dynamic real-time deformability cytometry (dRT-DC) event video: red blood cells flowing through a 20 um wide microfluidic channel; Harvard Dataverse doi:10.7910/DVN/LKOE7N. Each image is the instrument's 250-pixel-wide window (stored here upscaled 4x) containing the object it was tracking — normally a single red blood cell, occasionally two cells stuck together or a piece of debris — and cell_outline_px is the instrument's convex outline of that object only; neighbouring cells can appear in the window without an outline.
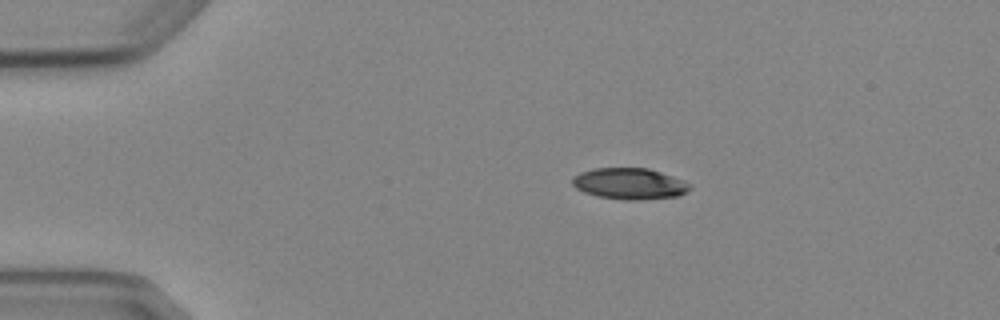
{"species": "Egyptian fruit bat (a non-hibernating species)", "species_latin": "Rousettus aegyptiacus", "temperature_condition": "cold", "stored_images_in_passage": 3, "camera_frame_rate_fps": 3000, "um_per_image_px": 0.085, "animal": {"sex": "female"}, "frame": {"image": 1, "passage_image": 2, "time_ms": 1.333, "image_size_px": [1000, 320], "cell_outline_px": [[692, 188], [688, 192], [680, 196], [640, 200], [628, 200], [596, 196], [584, 192], [576, 188], [572, 184], [572, 176], [580, 172], [592, 168], [648, 168], [684, 180], [692, 184]], "centroid_in_image_um": [53.53, 15.61], "position_along_channel_um": 31.5, "area_um2": 21.68}}